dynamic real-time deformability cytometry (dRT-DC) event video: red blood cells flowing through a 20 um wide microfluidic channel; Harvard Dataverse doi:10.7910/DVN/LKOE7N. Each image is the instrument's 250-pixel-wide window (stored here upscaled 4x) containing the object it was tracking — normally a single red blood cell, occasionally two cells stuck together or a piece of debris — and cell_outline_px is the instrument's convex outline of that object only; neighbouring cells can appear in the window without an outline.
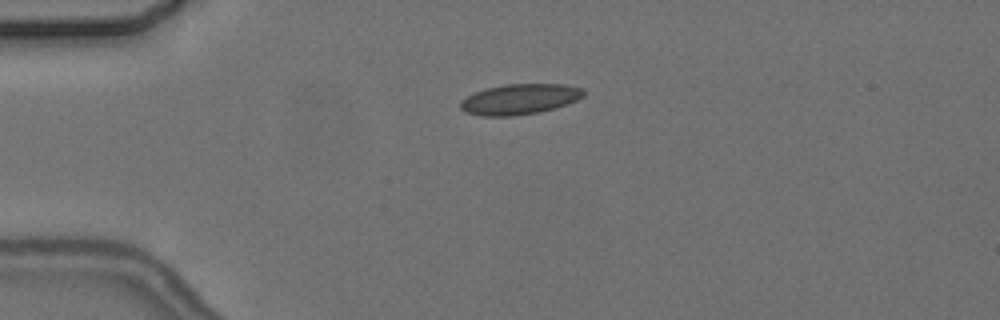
{"species": "common noctule bat (a hibernating species)", "species_latin": "Nyctalus noctula", "temperature_condition": "cold", "stored_images_in_passage": 2, "camera_frame_rate_fps": 3000, "um_per_image_px": 0.085, "animal": {"sex": "female", "body_mass_g": 24.6, "forearm_length_mm": 56.2}, "frame": {"image": 1, "passage_image": 1, "time_ms": 0.0, "image_size_px": [1000, 320], "cell_outline_px": [[584, 96], [576, 100], [556, 108], [536, 112], [512, 116], [480, 116], [464, 112], [460, 108], [460, 100], [476, 92], [488, 88], [504, 84], [564, 84], [580, 88], [584, 92]], "centroid_in_image_um": [44.14, 8.43], "position_along_channel_um": 40.9, "area_um2": 21.73}}